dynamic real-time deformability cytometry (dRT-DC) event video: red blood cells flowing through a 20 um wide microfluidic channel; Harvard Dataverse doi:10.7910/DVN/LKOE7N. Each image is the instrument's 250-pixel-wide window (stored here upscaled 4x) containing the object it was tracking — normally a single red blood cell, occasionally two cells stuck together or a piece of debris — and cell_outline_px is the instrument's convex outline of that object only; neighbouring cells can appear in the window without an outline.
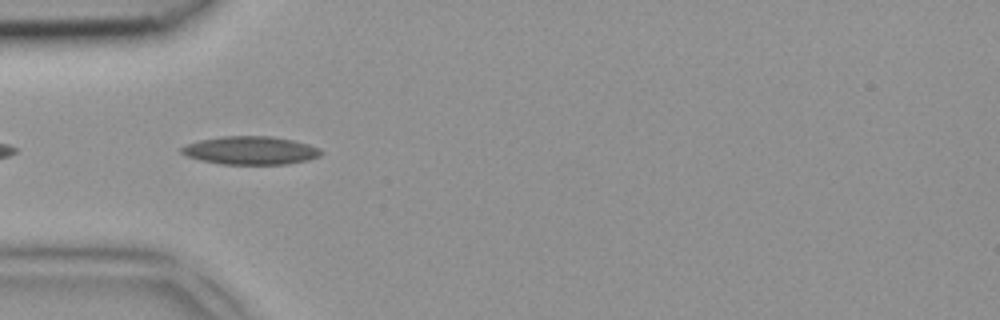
{"species": "common noctule bat (a hibernating species)", "species_latin": "Nyctalus noctula", "temperature_condition": "room temperature", "stored_images_in_passage": 5, "camera_frame_rate_fps": 3000, "um_per_image_px": 0.085, "animal": {"sex": "female", "body_mass_g": 18.4}, "frame": {"image": 1, "passage_image": 4, "time_ms": 1.0, "image_size_px": [1000, 320], "cell_outline_px": [[324, 152], [320, 156], [308, 160], [288, 164], [220, 164], [200, 160], [184, 156], [180, 152], [180, 148], [184, 144], [200, 140], [220, 136], [272, 136], [292, 140], [308, 144], [320, 148]], "centroid_in_image_um": [21.27, 12.79], "position_along_channel_um": 63.7, "area_um2": 23.24}}